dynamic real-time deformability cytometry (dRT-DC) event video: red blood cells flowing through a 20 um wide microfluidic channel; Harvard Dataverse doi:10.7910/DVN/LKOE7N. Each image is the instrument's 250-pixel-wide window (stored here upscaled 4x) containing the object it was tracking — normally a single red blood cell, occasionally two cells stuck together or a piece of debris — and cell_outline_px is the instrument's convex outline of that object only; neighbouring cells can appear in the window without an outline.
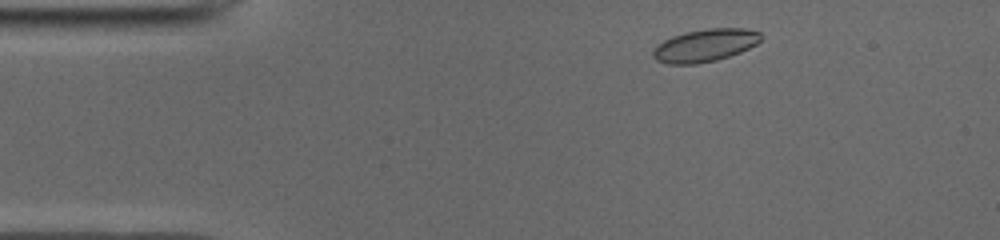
{"species": "common noctule bat (a hibernating species)", "species_latin": "Nyctalus noctula", "temperature_condition": "cold", "stored_images_in_passage": 46, "camera_frame_rate_fps": 3000, "um_per_image_px": 0.085, "animal": {"sex": "male", "body_mass_g": 19.0, "forearm_length_mm": 50.8}, "frame": {"image": 1, "passage_image": 3, "time_ms": 0.667, "image_size_px": [1000, 240], "cell_outline_px": [[760, 40], [756, 44], [740, 52], [716, 60], [696, 64], [668, 64], [656, 60], [652, 56], [652, 52], [656, 44], [672, 36], [688, 32], [708, 28], [744, 28], [760, 32]], "centroid_in_image_um": [59.89, 3.86], "position_along_channel_um": 25.1, "area_um2": 20.4}}
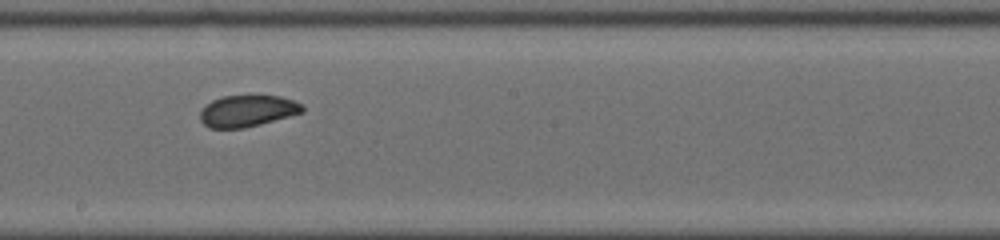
{"frame": {"image": 2, "passage_image": 23, "time_ms": 7.333, "image_size_px": [1000, 240], "cell_outline_px": [[304, 112], [260, 124], [244, 128], [208, 128], [200, 120], [200, 112], [212, 100], [224, 96], [280, 96], [304, 104]], "centroid_in_image_um": [21.05, 9.43], "position_along_channel_um": 227.2, "area_um2": 18.67}}
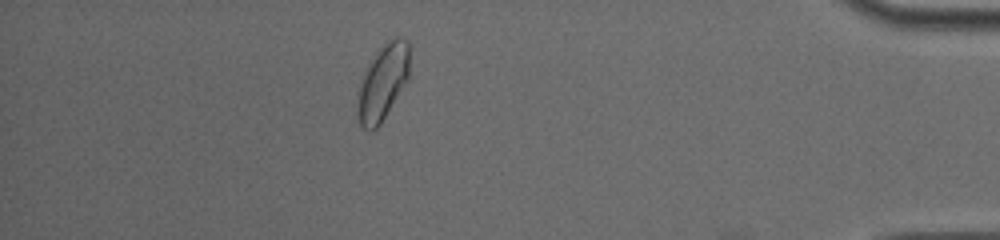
{"frame": {"image": 3, "passage_image": 40, "time_ms": 13.0, "image_size_px": [1000, 240], "cell_outline_px": [[408, 80], [380, 124], [376, 128], [364, 128], [360, 124], [360, 88], [364, 76], [372, 60], [380, 48], [388, 40], [396, 36], [400, 36], [408, 40]], "centroid_in_image_um": [32.62, 6.93], "position_along_channel_um": 402.6, "area_um2": 21.62}, "authors_computed_cell_mechanics": {"area_um2": 19.9988, "velocity_mm_per_s": 3.9261, "shape_relaxation_time_tau1_ms": 4.5732, "shape_relaxation_time_tau2_ms": 1.5895, "deformation_change_tau1": 0.0955, "deformation_change_tau2": 0.0511}}